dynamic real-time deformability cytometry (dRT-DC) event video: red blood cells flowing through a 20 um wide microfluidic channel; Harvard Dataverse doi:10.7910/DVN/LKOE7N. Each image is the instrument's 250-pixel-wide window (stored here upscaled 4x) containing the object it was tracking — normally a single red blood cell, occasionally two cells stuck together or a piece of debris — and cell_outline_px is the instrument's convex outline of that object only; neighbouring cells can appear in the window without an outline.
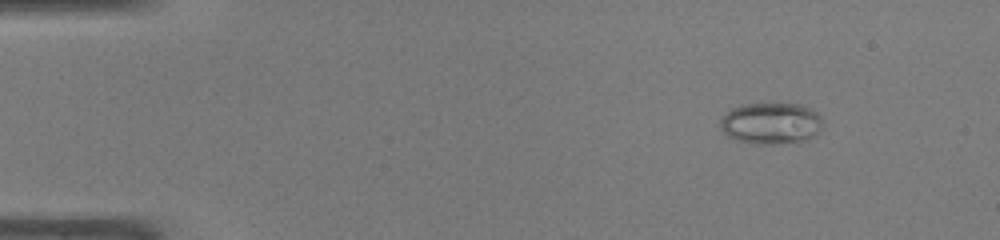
{"species": "common noctule bat (a hibernating species)", "species_latin": "Nyctalus noctula", "temperature_condition": "warm", "stored_images_in_passage": 48, "camera_frame_rate_fps": 3000, "um_per_image_px": 0.085, "animal": {"sex": "male", "body_mass_g": 19.0, "forearm_length_mm": 50.8}, "frame": {"image": 1, "passage_image": 6, "time_ms": 1.667, "image_size_px": [1000, 240], "cell_outline_px": [[820, 128], [812, 136], [804, 140], [776, 144], [756, 144], [736, 140], [728, 136], [720, 128], [720, 116], [732, 108], [740, 104], [800, 104], [816, 112], [820, 116]], "centroid_in_image_um": [65.45, 10.48], "position_along_channel_um": 19.5, "area_um2": 24.57}}
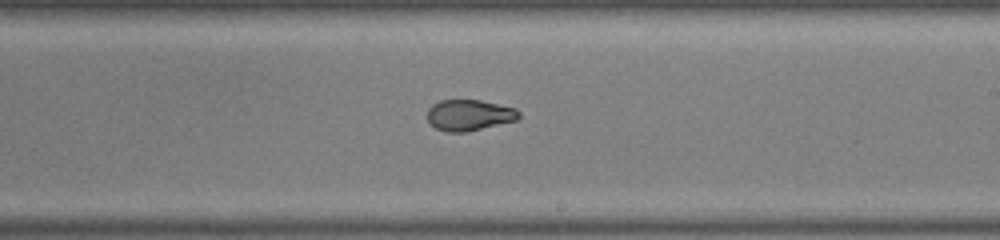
{"frame": {"image": 2, "passage_image": 29, "time_ms": 9.333, "image_size_px": [1000, 240], "cell_outline_px": [[520, 116], [516, 120], [464, 132], [444, 132], [436, 128], [428, 120], [428, 108], [432, 104], [440, 100], [480, 100], [516, 108], [520, 112]], "centroid_in_image_um": [39.87, 9.77], "position_along_channel_um": 249.1, "area_um2": 16.42}}
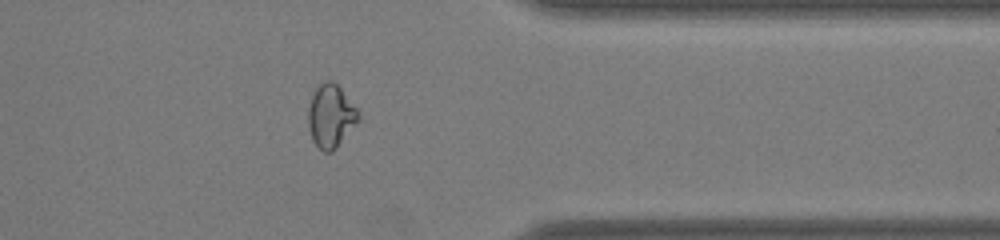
{"frame": {"image": 3, "passage_image": 39, "time_ms": 12.667, "image_size_px": [1000, 240], "cell_outline_px": [[360, 120], [336, 148], [332, 152], [324, 152], [312, 140], [308, 124], [308, 108], [312, 96], [316, 88], [324, 80], [332, 80], [340, 88], [360, 112]], "centroid_in_image_um": [28.13, 9.87], "position_along_channel_um": 383.3, "area_um2": 18.44}, "authors_computed_cell_mechanics": {"area_um2": 19.9699, "velocity_mm_per_s": 4.2666, "shape_relaxation_time_tau1_ms": null, "shape_relaxation_time_tau2_ms": 1.3633, "deformation_change_tau1": null, "deformation_change_tau2": 0.0622}}